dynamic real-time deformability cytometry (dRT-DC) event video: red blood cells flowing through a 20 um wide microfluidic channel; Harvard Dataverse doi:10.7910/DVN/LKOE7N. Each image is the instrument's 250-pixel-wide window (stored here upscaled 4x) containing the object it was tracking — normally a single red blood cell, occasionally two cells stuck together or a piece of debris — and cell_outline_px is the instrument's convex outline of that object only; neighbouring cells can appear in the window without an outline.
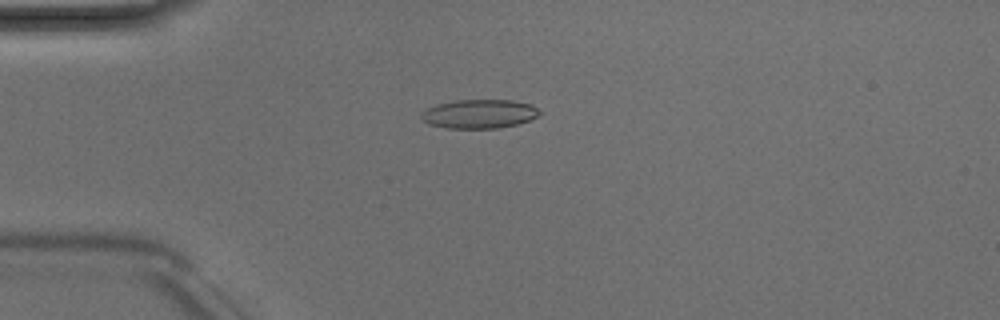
{"species": "Egyptian fruit bat (a non-hibernating species)", "species_latin": "Rousettus aegyptiacus", "temperature_condition": "room temperature", "stored_images_in_passage": 50, "camera_frame_rate_fps": 3000, "um_per_image_px": 0.085, "animal": {"sex": "male"}, "frame": {"image": 1, "passage_image": 13, "time_ms": 4.0, "image_size_px": [1000, 320], "cell_outline_px": [[544, 112], [528, 120], [516, 124], [496, 128], [448, 128], [428, 124], [420, 116], [420, 112], [436, 104], [456, 100], [512, 100], [532, 104]], "centroid_in_image_um": [40.74, 9.67], "position_along_channel_um": 44.3, "area_um2": 19.94}}
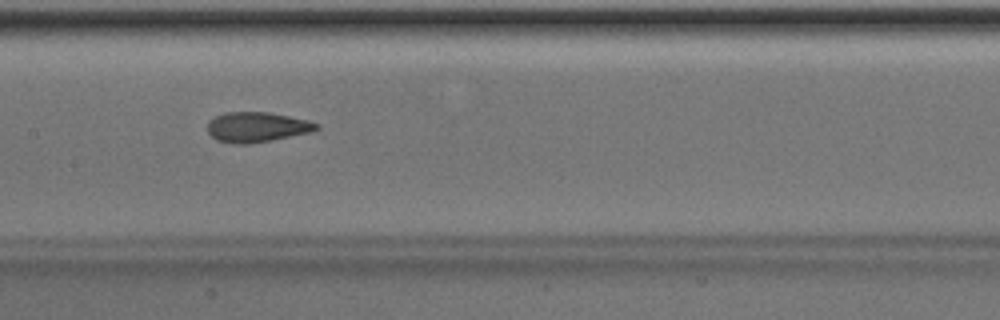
{"frame": {"image": 2, "passage_image": 25, "time_ms": 8.0, "image_size_px": [1000, 320], "cell_outline_px": [[320, 128], [312, 132], [272, 140], [248, 144], [232, 144], [216, 140], [208, 132], [208, 120], [224, 112], [268, 112], [308, 120], [320, 124]], "centroid_in_image_um": [21.84, 10.8], "position_along_channel_um": 185.6, "area_um2": 19.25}}
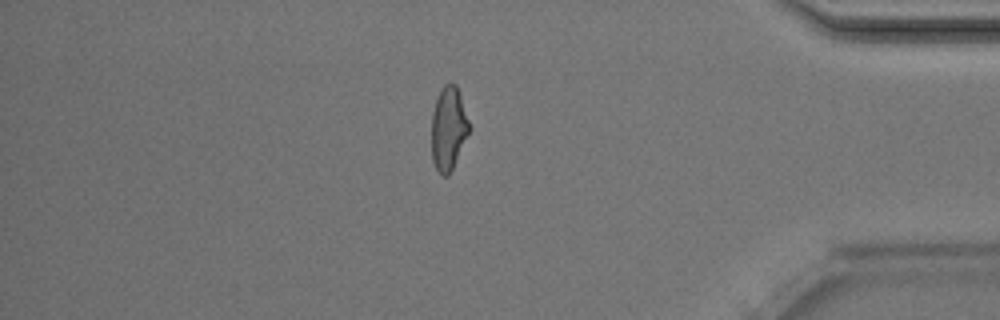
{"frame": {"image": 3, "passage_image": 43, "time_ms": 14.0, "image_size_px": [1000, 320], "cell_outline_px": [[472, 128], [448, 176], [444, 176], [436, 168], [432, 160], [432, 112], [436, 100], [444, 84], [448, 80], [452, 80], [456, 84]], "centroid_in_image_um": [38.14, 10.87], "position_along_channel_um": 397.1, "area_um2": 18.44}, "authors_computed_cell_mechanics": {"area_um2": 19.363, "velocity_mm_per_s": 4.0523, "shape_relaxation_time_tau1_ms": 6.5713, "shape_relaxation_time_tau2_ms": 1.3065, "deformation_change_tau1": 0.1783, "deformation_change_tau2": 0.0922}}